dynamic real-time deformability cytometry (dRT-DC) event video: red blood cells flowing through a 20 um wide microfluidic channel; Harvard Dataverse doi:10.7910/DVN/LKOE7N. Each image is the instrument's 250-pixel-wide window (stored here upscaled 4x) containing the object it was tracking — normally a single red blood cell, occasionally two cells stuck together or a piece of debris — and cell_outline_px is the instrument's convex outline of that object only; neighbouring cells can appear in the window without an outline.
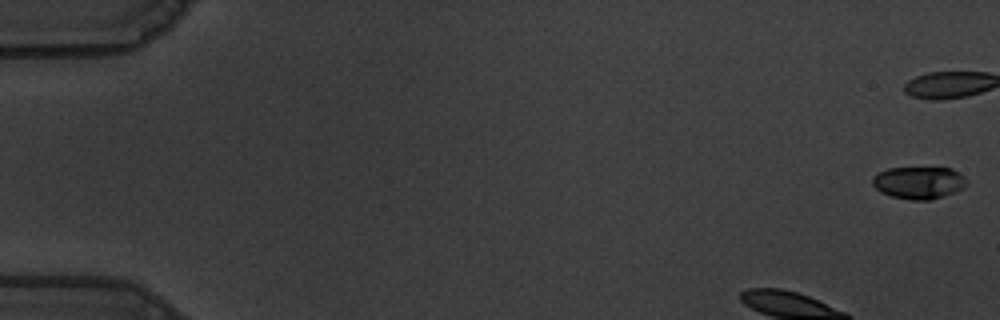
{"species": "common noctule bat (a hibernating species)", "species_latin": "Nyctalus noctula", "temperature_condition": "warm", "stored_images_in_passage": 54, "camera_frame_rate_fps": 3000, "um_per_image_px": 0.085, "animal": {"sex": "male", "body_mass_g": 19.5, "forearm_length_mm": 54.6}, "frame": {"image": 1, "passage_image": 1, "time_ms": 0.0, "image_size_px": [1000, 320], "cell_outline_px": [[968, 180], [964, 188], [956, 192], [932, 200], [912, 200], [892, 196], [880, 192], [872, 184], [872, 176], [888, 168], [952, 168], [964, 176]], "centroid_in_image_um": [78.12, 15.53], "position_along_channel_um": 6.9, "area_um2": 17.86}, "authors_computed_cell_mechanics": {"area_um2": 18.0047, "velocity_mm_per_s": 3.5673, "shape_relaxation_time_tau1_ms": 3.5709, "shape_relaxation_time_tau2_ms": 4.3817, "deformation_change_tau1": 0.156, "deformation_change_tau2": 0.0787}}